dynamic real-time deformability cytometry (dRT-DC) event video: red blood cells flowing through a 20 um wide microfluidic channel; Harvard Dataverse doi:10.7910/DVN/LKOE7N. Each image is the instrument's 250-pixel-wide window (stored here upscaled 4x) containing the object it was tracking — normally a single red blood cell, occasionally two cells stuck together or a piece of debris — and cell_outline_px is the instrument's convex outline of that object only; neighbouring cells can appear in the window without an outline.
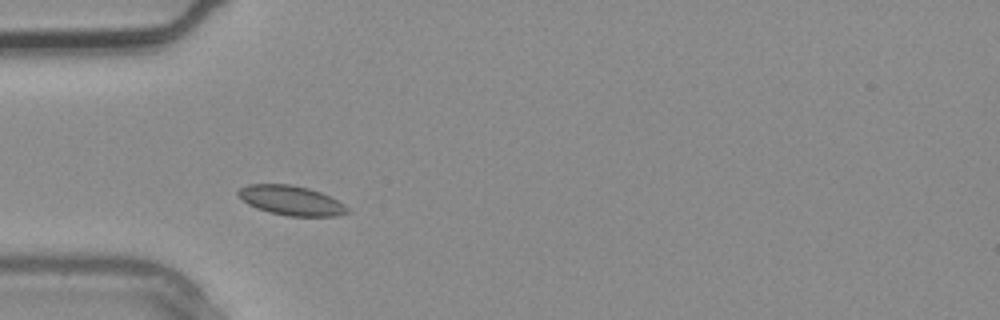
{"species": "common noctule bat (a hibernating species)", "species_latin": "Nyctalus noctula", "temperature_condition": "warm", "stored_images_in_passage": 2, "camera_frame_rate_fps": 3000, "um_per_image_px": 0.085, "animal": {"sex": "male", "body_mass_g": 20.4}, "frame": {"image": 1, "passage_image": 1, "time_ms": 0.0, "image_size_px": [1000, 320], "cell_outline_px": [[352, 212], [336, 216], [288, 216], [268, 212], [256, 208], [248, 204], [236, 192], [240, 188], [248, 184], [292, 184], [308, 188], [332, 196], [344, 204]], "centroid_in_image_um": [24.79, 17.04], "position_along_channel_um": 60.2, "area_um2": 18.96}}